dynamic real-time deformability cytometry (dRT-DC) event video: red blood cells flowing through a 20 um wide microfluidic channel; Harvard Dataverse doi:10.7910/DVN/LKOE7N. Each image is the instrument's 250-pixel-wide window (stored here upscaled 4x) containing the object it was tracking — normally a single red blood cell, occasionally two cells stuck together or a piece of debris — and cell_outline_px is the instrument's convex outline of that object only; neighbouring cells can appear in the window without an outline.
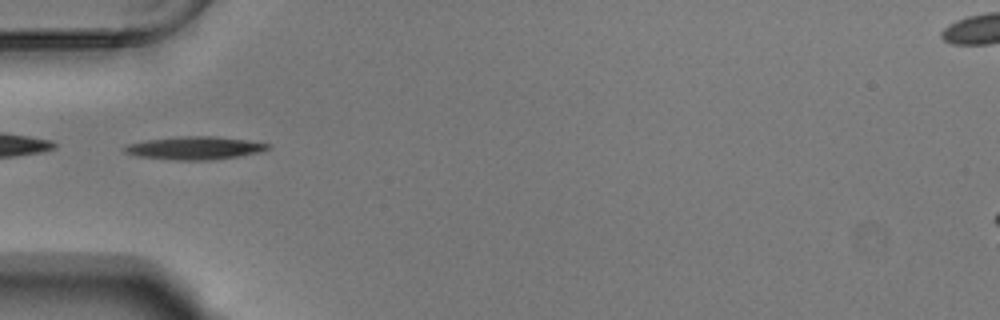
{"species": "Egyptian fruit bat (a non-hibernating species)", "species_latin": "Rousettus aegyptiacus", "temperature_condition": "warm", "stored_images_in_passage": 37, "camera_frame_rate_fps": 3000, "um_per_image_px": 0.085, "animal": {"sex": "male"}, "frame": {"image": 1, "passage_image": 1, "time_ms": 0.0, "image_size_px": [1000, 320], "cell_outline_px": [[272, 144], [268, 148], [260, 152], [236, 156], [208, 160], [172, 160], [136, 156], [124, 152], [124, 148], [128, 144], [148, 140], [184, 136], [212, 136], [244, 140]], "centroid_in_image_um": [16.52, 12.59], "position_along_channel_um": 68.5, "area_um2": 18.84}}
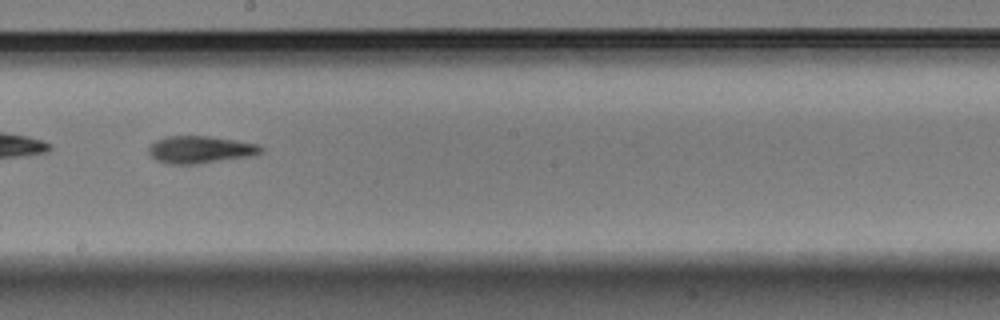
{"frame": {"image": 2, "passage_image": 14, "time_ms": 4.333, "image_size_px": [1000, 320], "cell_outline_px": [[264, 152], [248, 156], [196, 164], [168, 164], [156, 160], [148, 152], [148, 148], [156, 140], [168, 136], [208, 136], [256, 144], [264, 148]], "centroid_in_image_um": [16.99, 12.72], "position_along_channel_um": 231.2, "area_um2": 17.57}}
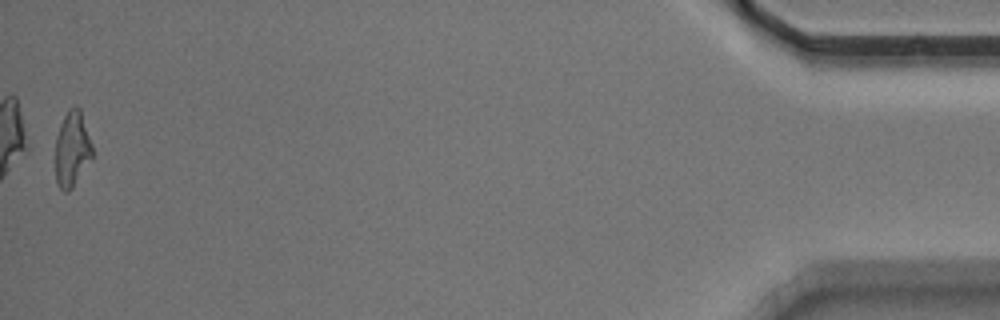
{"frame": {"image": 3, "passage_image": 37, "time_ms": 12.0, "image_size_px": [1000, 320], "cell_outline_px": [[92, 160], [72, 188], [68, 192], [64, 192], [60, 188], [56, 180], [56, 136], [60, 124], [68, 108], [76, 104], [80, 108], [92, 144]], "centroid_in_image_um": [6.14, 12.65], "position_along_channel_um": 429.1, "area_um2": 16.42}, "authors_computed_cell_mechanics": {"area_um2": 17.1666, "velocity_mm_per_s": 3.7464, "shape_relaxation_time_tau1_ms": 6.5772, "shape_relaxation_time_tau2_ms": 4.7248, "deformation_change_tau1": 0.2389, "deformation_change_tau2": 0.1442}}